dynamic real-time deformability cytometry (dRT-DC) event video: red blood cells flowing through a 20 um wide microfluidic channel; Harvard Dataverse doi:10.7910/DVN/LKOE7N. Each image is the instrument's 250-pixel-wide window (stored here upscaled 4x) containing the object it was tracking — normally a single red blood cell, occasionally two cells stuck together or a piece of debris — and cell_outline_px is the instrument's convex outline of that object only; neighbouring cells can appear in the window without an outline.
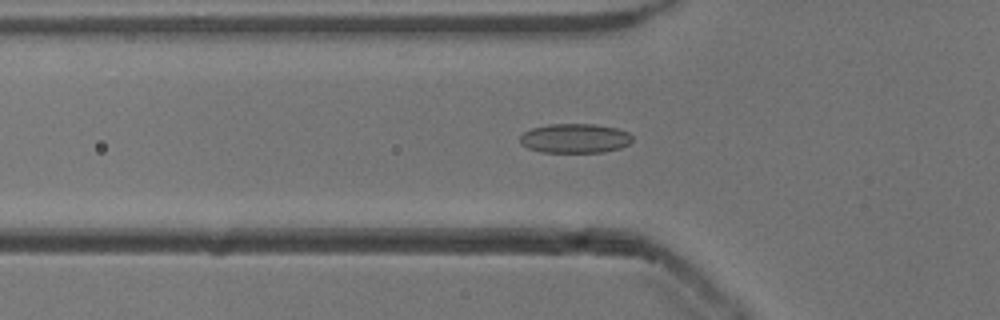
{"species": "common noctule bat (a hibernating species)", "species_latin": "Nyctalus noctula", "temperature_condition": "cold", "stored_images_in_passage": 24, "camera_frame_rate_fps": 3000, "um_per_image_px": 0.085, "animal": {"sex": "male", "body_mass_g": 13.3}, "frame": {"image": 1, "passage_image": 2, "time_ms": 0.333, "image_size_px": [1000, 320], "cell_outline_px": [[624, 144], [612, 148], [588, 152], [556, 152], [536, 148], [532, 132], [540, 128], [608, 128], [620, 132]], "centroid_in_image_um": [49.01, 11.85], "position_along_channel_um": 76.8, "area_um2": 13.87}}
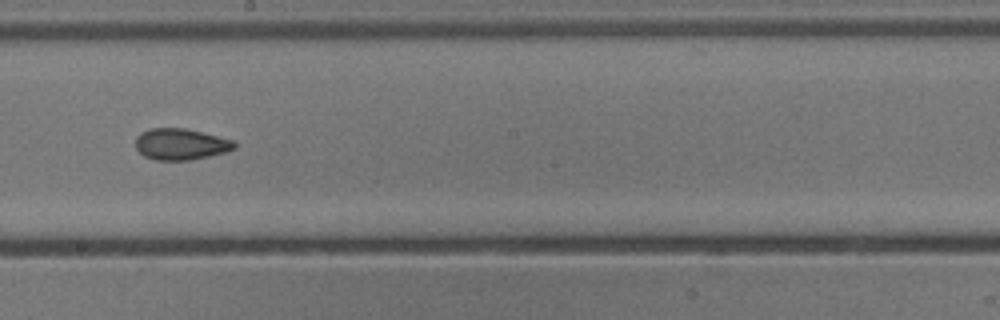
{"frame": {"image": 2, "passage_image": 14, "time_ms": 4.333, "image_size_px": [1000, 320], "cell_outline_px": [[232, 148], [200, 156], [148, 156], [140, 148], [140, 136], [144, 132], [160, 128], [172, 128], [196, 132], [224, 140], [232, 144]], "centroid_in_image_um": [15.31, 12.17], "position_along_channel_um": 232.9, "area_um2": 14.28}}
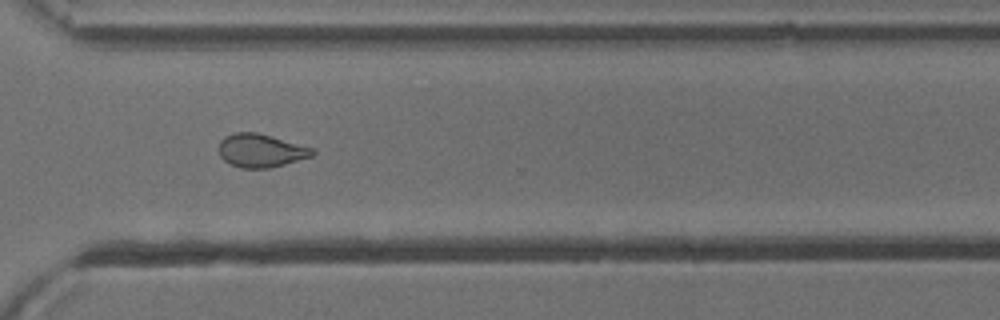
{"frame": {"image": 3, "passage_image": 23, "time_ms": 7.333, "image_size_px": [1000, 320], "cell_outline_px": [[312, 152], [308, 156], [280, 164], [256, 168], [252, 168], [236, 164], [228, 160], [224, 156], [220, 144], [228, 136], [264, 136], [304, 148]], "centroid_in_image_um": [22.13, 12.86], "position_along_channel_um": 348.5, "area_um2": 14.74}}